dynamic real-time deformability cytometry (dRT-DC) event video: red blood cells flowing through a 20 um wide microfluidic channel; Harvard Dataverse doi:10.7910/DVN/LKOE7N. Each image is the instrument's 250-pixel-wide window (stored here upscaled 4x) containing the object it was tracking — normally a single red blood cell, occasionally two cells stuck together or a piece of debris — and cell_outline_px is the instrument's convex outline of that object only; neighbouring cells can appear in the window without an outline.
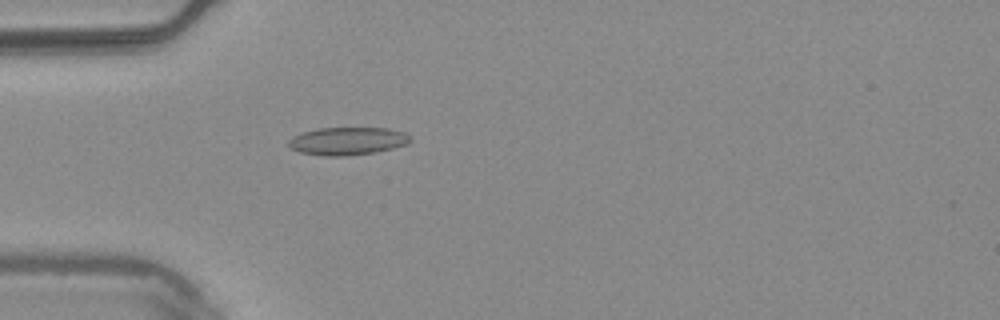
{"species": "common noctule bat (a hibernating species)", "species_latin": "Nyctalus noctula", "temperature_condition": "warm", "stored_images_in_passage": 41, "camera_frame_rate_fps": 3000, "um_per_image_px": 0.085, "animal": {"sex": "male", "body_mass_g": 20.4}, "frame": {"image": 1, "passage_image": 3, "time_ms": 0.667, "image_size_px": [1000, 320], "cell_outline_px": [[412, 140], [408, 144], [392, 148], [372, 152], [344, 156], [324, 156], [300, 152], [292, 148], [288, 144], [288, 140], [292, 136], [316, 128], [388, 128], [404, 132], [412, 136]], "centroid_in_image_um": [29.56, 11.98], "position_along_channel_um": 55.4, "area_um2": 19.71}}
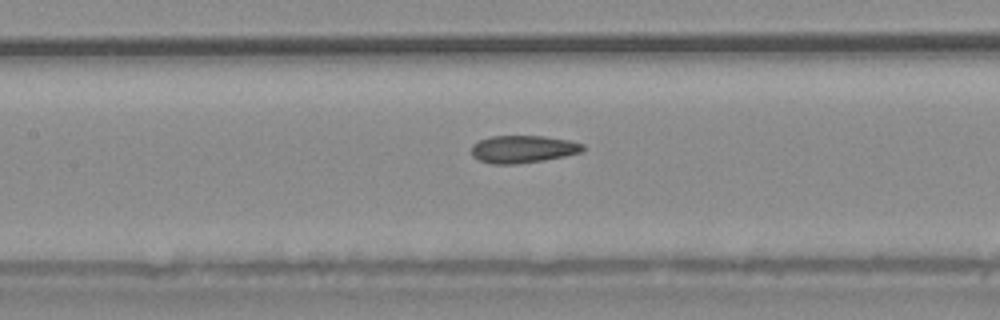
{"frame": {"image": 2, "passage_image": 12, "time_ms": 3.667, "image_size_px": [1000, 320], "cell_outline_px": [[584, 152], [544, 160], [516, 164], [492, 164], [480, 160], [472, 156], [472, 144], [480, 140], [492, 136], [544, 136], [568, 140], [584, 144]], "centroid_in_image_um": [44.47, 12.68], "position_along_channel_um": 162.9, "area_um2": 17.86}}
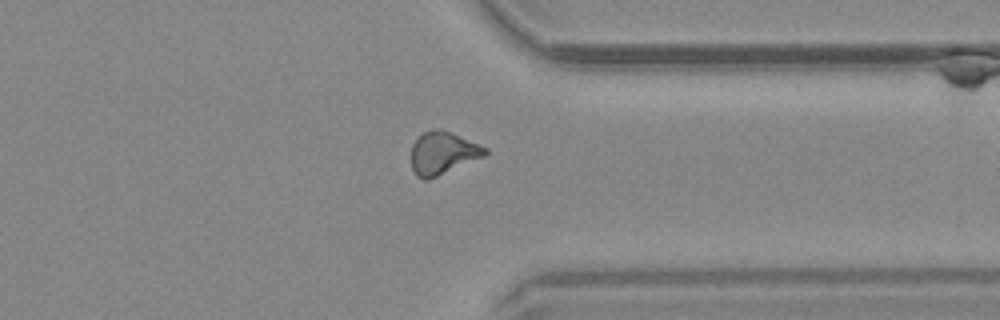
{"frame": {"image": 3, "passage_image": 29, "time_ms": 9.333, "image_size_px": [1000, 320], "cell_outline_px": [[488, 152], [484, 156], [428, 180], [424, 180], [416, 176], [412, 168], [412, 144], [424, 132], [432, 128], [440, 128], [480, 144], [488, 148]], "centroid_in_image_um": [37.64, 13.0], "position_along_channel_um": 373.8, "area_um2": 18.26}, "authors_computed_cell_mechanics": {"area_um2": 17.9758, "velocity_mm_per_s": 3.7614, "shape_relaxation_time_tau1_ms": null, "shape_relaxation_time_tau2_ms": 4.8429, "deformation_change_tau1": null, "deformation_change_tau2": 0.1304}}